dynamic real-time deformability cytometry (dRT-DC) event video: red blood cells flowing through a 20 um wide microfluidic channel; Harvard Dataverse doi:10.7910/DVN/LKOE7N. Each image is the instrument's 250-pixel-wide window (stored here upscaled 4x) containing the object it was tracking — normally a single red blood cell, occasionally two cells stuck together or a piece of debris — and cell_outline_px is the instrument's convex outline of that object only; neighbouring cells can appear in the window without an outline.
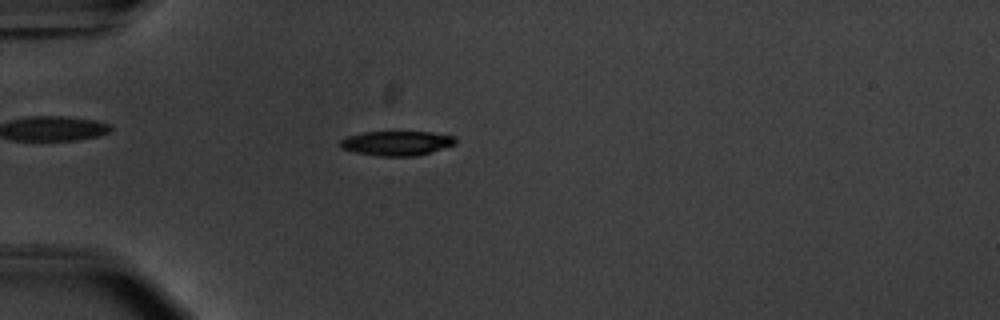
{"species": "common noctule bat (a hibernating species)", "species_latin": "Nyctalus noctula", "temperature_condition": "warm", "stored_images_in_passage": 54, "camera_frame_rate_fps": 3000, "um_per_image_px": 0.085, "animal": {"sex": "male", "body_mass_g": 20.1, "forearm_length_mm": 53.5}, "frame": {"image": 1, "passage_image": 16, "time_ms": 5.0, "image_size_px": [1000, 320], "cell_outline_px": [[456, 144], [416, 156], [376, 156], [356, 152], [340, 148], [340, 140], [348, 136], [364, 132], [428, 132], [456, 136]], "centroid_in_image_um": [33.71, 12.17], "position_along_channel_um": 51.3, "area_um2": 16.42}}
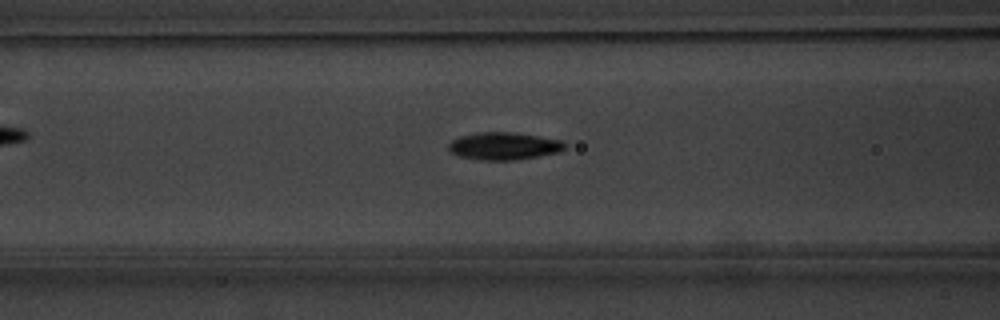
{"frame": {"image": 2, "passage_image": 23, "time_ms": 7.333, "image_size_px": [1000, 320], "cell_outline_px": [[568, 144], [560, 152], [512, 160], [480, 160], [460, 156], [448, 152], [448, 144], [452, 140], [460, 136], [480, 132], [512, 132], [564, 140]], "centroid_in_image_um": [42.83, 12.41], "position_along_channel_um": 123.8, "area_um2": 18.67}}
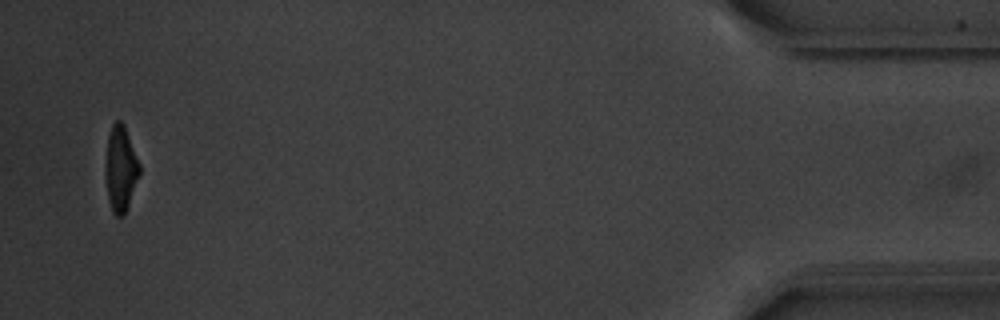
{"frame": {"image": 3, "passage_image": 53, "time_ms": 17.333, "image_size_px": [1000, 320], "cell_outline_px": [[140, 176], [124, 216], [116, 216], [112, 212], [108, 200], [104, 172], [108, 136], [112, 124], [116, 120], [120, 120], [124, 124], [140, 164]], "centroid_in_image_um": [10.25, 14.36], "position_along_channel_um": 425.0, "area_um2": 17.28}, "authors_computed_cell_mechanics": {"area_um2": 17.7157, "velocity_mm_per_s": 3.7737, "shape_relaxation_time_tau1_ms": 2.7165, "shape_relaxation_time_tau2_ms": 1.4122, "deformation_change_tau1": 0.1652, "deformation_change_tau2": 0.0693}}